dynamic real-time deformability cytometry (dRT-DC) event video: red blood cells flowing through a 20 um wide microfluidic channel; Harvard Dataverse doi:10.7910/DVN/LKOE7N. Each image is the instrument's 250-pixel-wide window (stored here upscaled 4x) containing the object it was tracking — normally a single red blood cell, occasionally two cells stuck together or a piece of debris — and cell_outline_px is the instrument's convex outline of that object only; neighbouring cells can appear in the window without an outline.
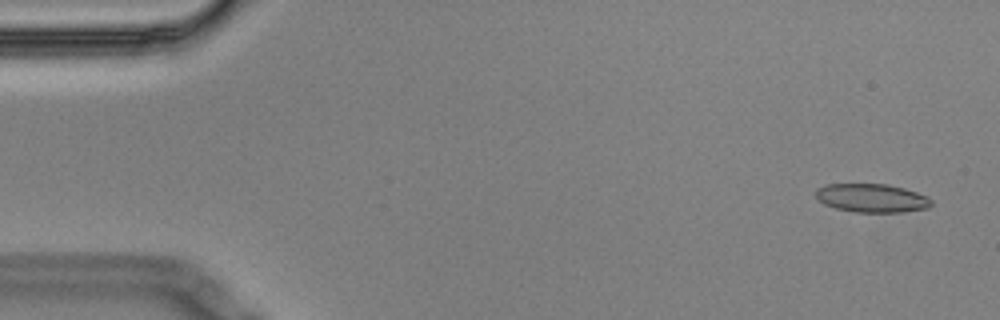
{"species": "Egyptian fruit bat (a non-hibernating species)", "species_latin": "Rousettus aegyptiacus", "temperature_condition": "cold", "stored_images_in_passage": 12, "camera_frame_rate_fps": 3000, "um_per_image_px": 0.085, "animal": {"sex": "male"}, "frame": {"image": 1, "passage_image": 1, "time_ms": 0.0, "image_size_px": [1000, 320], "cell_outline_px": [[932, 204], [928, 208], [900, 212], [856, 212], [836, 208], [824, 204], [816, 196], [816, 188], [828, 184], [888, 184], [904, 188], [928, 196], [932, 200]], "centroid_in_image_um": [74.12, 16.83], "position_along_channel_um": 10.9, "area_um2": 19.19}}
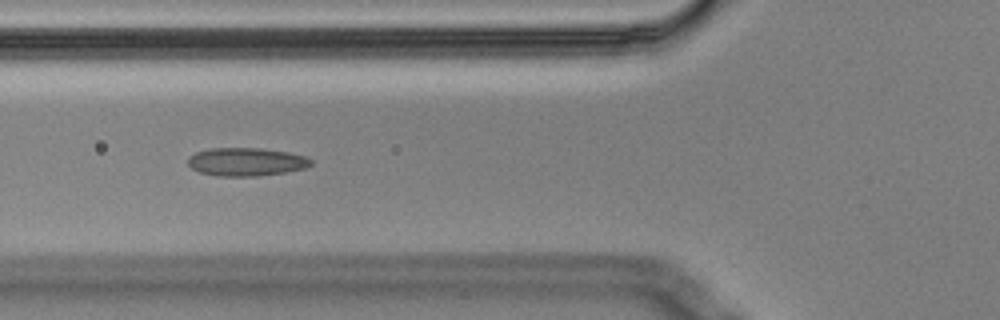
{"frame": {"image": 2, "passage_image": 5, "time_ms": 1.333, "image_size_px": [1000, 320], "cell_outline_px": [[312, 164], [304, 168], [284, 172], [256, 176], [216, 176], [200, 172], [192, 168], [188, 164], [188, 156], [196, 152], [208, 148], [260, 148], [288, 152], [308, 156], [312, 160]], "centroid_in_image_um": [20.92, 13.75], "position_along_channel_um": 104.9, "area_um2": 20.29}}
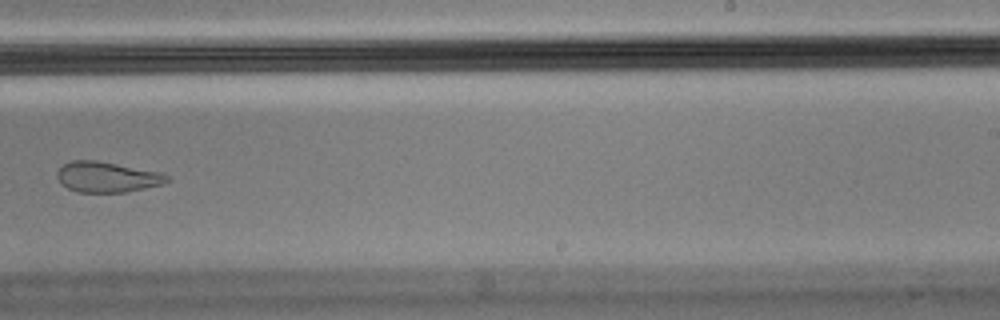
{"frame": {"image": 3, "passage_image": 9, "time_ms": 2.667, "image_size_px": [1000, 320], "cell_outline_px": [[168, 180], [160, 184], [128, 192], [76, 192], [60, 184], [56, 176], [56, 172], [64, 164], [72, 160], [96, 160], [160, 172], [168, 176]], "centroid_in_image_um": [9.03, 15.05], "position_along_channel_um": 280.0, "area_um2": 19.42}}